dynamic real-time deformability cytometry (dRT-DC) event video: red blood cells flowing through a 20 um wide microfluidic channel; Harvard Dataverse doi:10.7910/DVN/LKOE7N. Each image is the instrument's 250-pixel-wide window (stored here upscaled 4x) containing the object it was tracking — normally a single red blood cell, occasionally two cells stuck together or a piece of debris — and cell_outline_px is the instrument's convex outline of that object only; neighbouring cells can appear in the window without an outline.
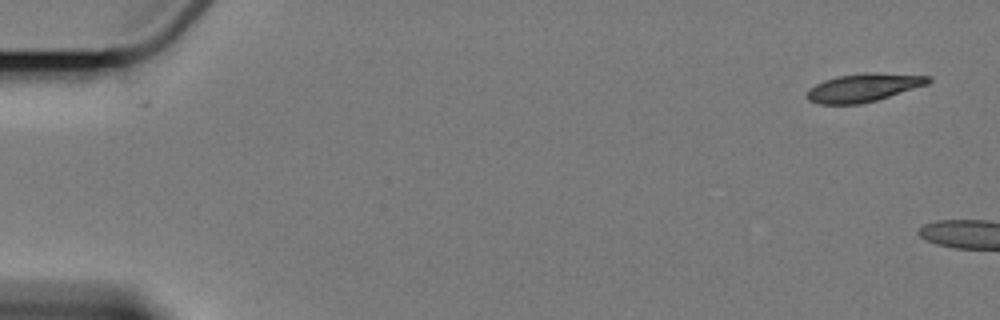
{"species": "Egyptian fruit bat (a non-hibernating species)", "species_latin": "Rousettus aegyptiacus", "temperature_condition": "cold", "stored_images_in_passage": 6, "camera_frame_rate_fps": 3000, "um_per_image_px": 0.085, "animal": {"sex": "female"}, "frame": {"image": 1, "passage_image": 1, "time_ms": 0.0, "image_size_px": [1000, 320], "cell_outline_px": [[932, 80], [928, 84], [876, 100], [860, 104], [820, 104], [808, 100], [804, 96], [808, 88], [824, 80], [836, 76], [864, 72], [932, 76]], "centroid_in_image_um": [73.35, 7.44], "position_along_channel_um": 11.6, "area_um2": 20.0}}
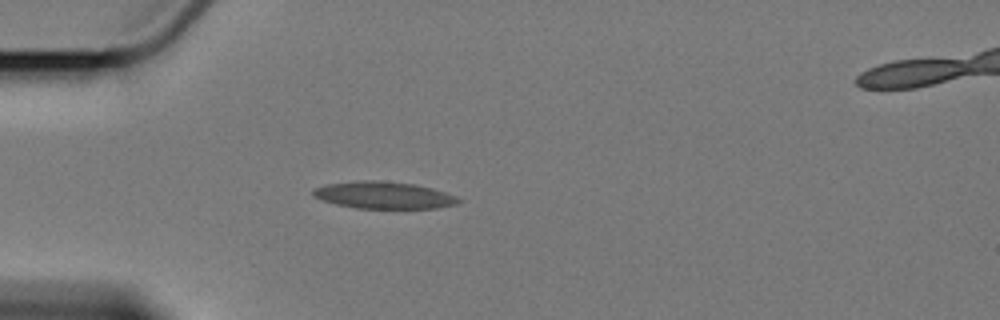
{"frame": {"image": 2, "passage_image": 6, "time_ms": 6.667, "image_size_px": [1000, 320], "cell_outline_px": [[460, 200], [456, 204], [436, 208], [356, 208], [336, 204], [312, 196], [312, 192], [316, 188], [328, 184], [360, 180], [376, 180], [412, 184], [432, 188], [456, 196]], "centroid_in_image_um": [32.61, 16.59], "position_along_channel_um": 52.4, "area_um2": 22.54}}